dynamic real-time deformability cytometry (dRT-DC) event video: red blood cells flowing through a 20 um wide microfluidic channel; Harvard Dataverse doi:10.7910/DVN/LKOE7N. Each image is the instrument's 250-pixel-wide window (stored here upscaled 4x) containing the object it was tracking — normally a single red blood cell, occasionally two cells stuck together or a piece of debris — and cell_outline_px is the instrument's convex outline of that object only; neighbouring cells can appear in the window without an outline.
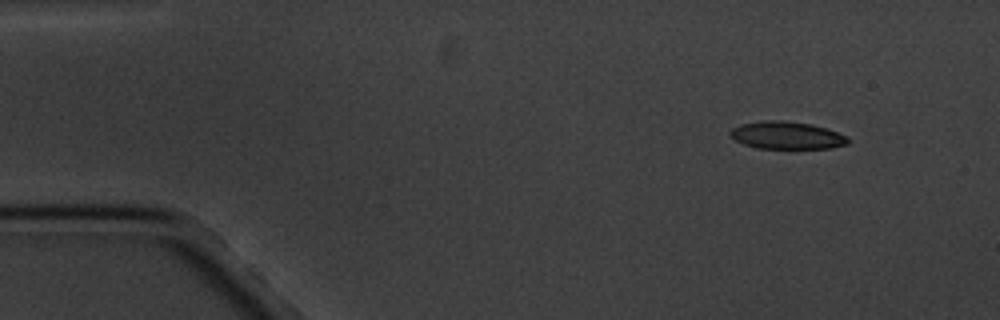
{"species": "common noctule bat (a hibernating species)", "species_latin": "Nyctalus noctula", "temperature_condition": "cold", "stored_images_in_passage": 4, "camera_frame_rate_fps": 3000, "um_per_image_px": 0.085, "animal": {"sex": "male", "body_mass_g": 20.1, "forearm_length_mm": 53.5}, "frame": {"image": 1, "passage_image": 1, "time_ms": 0.0, "image_size_px": [1000, 320], "cell_outline_px": [[848, 144], [832, 148], [756, 148], [744, 144], [736, 140], [728, 132], [732, 128], [740, 124], [764, 120], [784, 120], [812, 124], [848, 136]], "centroid_in_image_um": [66.87, 11.5], "position_along_channel_um": 18.1, "area_um2": 18.84}}
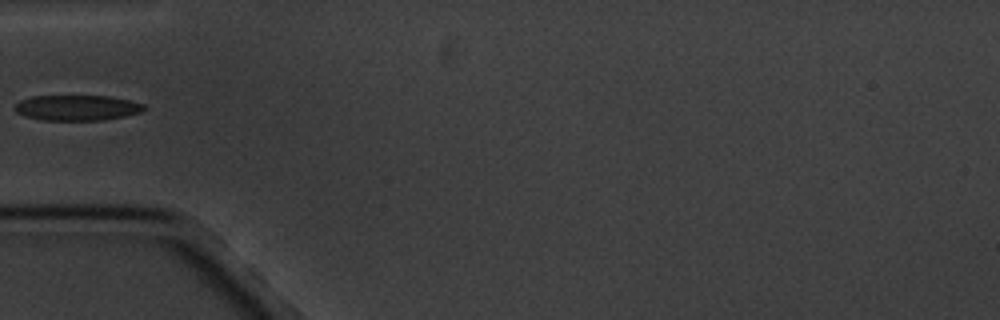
{"frame": {"image": 2, "passage_image": 4, "time_ms": 4.333, "image_size_px": [1000, 320], "cell_outline_px": [[144, 108], [140, 112], [124, 116], [104, 120], [44, 120], [28, 116], [16, 112], [16, 104], [20, 100], [32, 96], [108, 96], [132, 100], [144, 104]], "centroid_in_image_um": [6.58, 9.15], "position_along_channel_um": 78.4, "area_um2": 18.96}}